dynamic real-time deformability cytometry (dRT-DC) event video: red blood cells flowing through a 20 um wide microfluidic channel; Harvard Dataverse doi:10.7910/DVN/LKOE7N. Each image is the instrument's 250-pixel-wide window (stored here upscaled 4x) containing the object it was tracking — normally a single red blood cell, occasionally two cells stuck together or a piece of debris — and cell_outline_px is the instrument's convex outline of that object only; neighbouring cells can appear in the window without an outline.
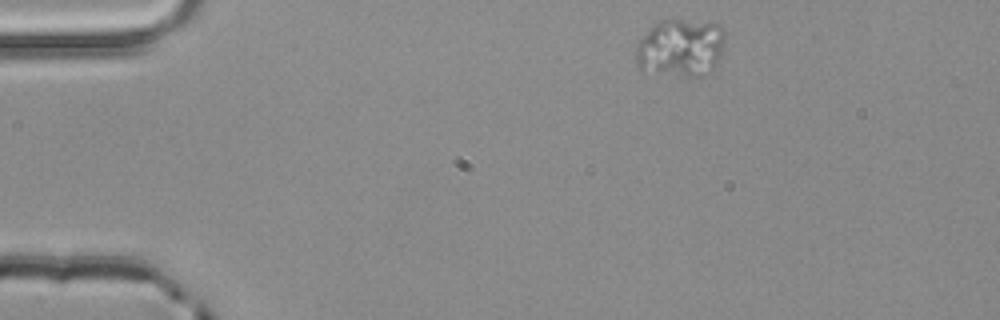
{"species": "common noctule bat (a hibernating species)", "species_latin": "Nyctalus noctula", "temperature_condition": "room temperature", "stored_images_in_passage": 3, "camera_frame_rate_fps": 3000, "um_per_image_px": 0.085, "animal": {"sex": "male", "body_mass_g": 20.4}, "frame": {"image": 1, "passage_image": 1, "time_ms": 0.0, "image_size_px": [1000, 320], "cell_outline_px": [[724, 48], [720, 64], [712, 72], [700, 76], [692, 76], [640, 72], [636, 64], [636, 48], [640, 40], [648, 28], [660, 20], [680, 20], [720, 24], [724, 32]], "centroid_in_image_um": [57.87, 4.1], "position_along_channel_um": 27.1, "area_um2": 30.75}}
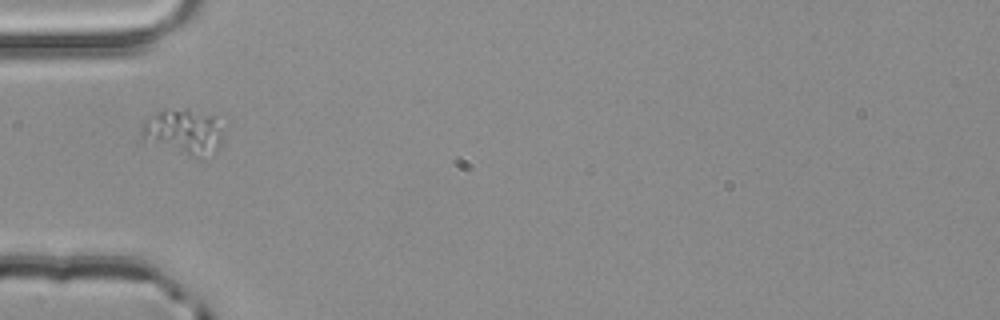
{"frame": {"image": 2, "passage_image": 3, "time_ms": 0.667, "image_size_px": [1000, 320], "cell_outline_px": [[228, 120], [216, 152], [192, 156], [188, 156], [140, 144], [140, 128], [144, 120], [156, 112], [184, 108], [216, 116]], "centroid_in_image_um": [15.56, 11.21], "position_along_channel_um": 69.4, "area_um2": 23.0}}